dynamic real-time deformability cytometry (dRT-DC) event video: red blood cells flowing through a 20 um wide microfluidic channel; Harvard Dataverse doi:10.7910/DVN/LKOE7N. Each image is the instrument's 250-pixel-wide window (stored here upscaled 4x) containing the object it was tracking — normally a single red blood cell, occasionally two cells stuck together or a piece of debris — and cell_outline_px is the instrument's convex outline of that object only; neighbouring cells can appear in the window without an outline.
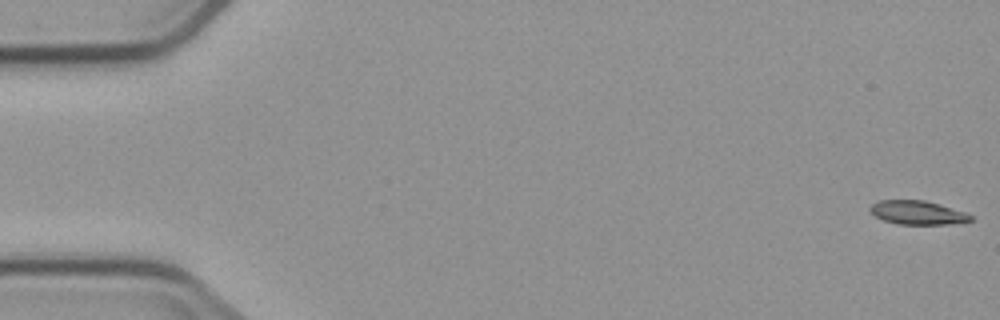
{"species": "common noctule bat (a hibernating species)", "species_latin": "Nyctalus noctula", "temperature_condition": "cold", "stored_images_in_passage": 8, "camera_frame_rate_fps": 3000, "um_per_image_px": 0.085, "animal": {"sex": "male", "body_mass_g": 23.1, "forearm_length_mm": 52.7}, "frame": {"image": 1, "passage_image": 1, "time_ms": 0.0, "image_size_px": [1000, 320], "cell_outline_px": [[972, 220], [948, 224], [896, 224], [884, 220], [876, 216], [868, 208], [872, 204], [880, 200], [924, 200], [940, 204], [964, 212], [972, 216]], "centroid_in_image_um": [77.97, 18.06], "position_along_channel_um": 7.0, "area_um2": 13.76}}
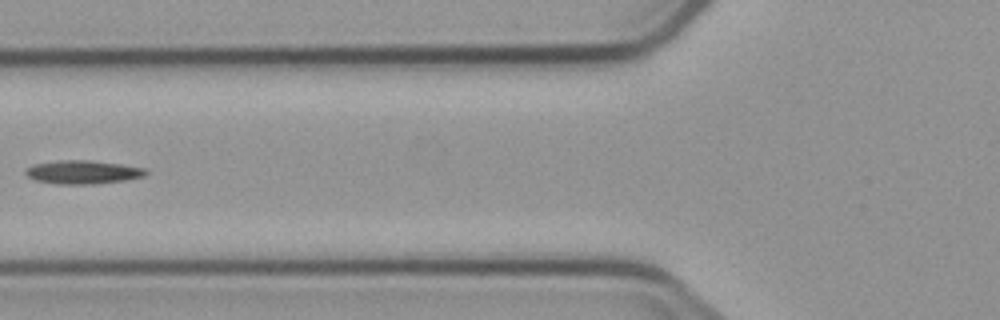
{"frame": {"image": 2, "passage_image": 7, "time_ms": 7.0, "image_size_px": [1000, 320], "cell_outline_px": [[148, 172], [144, 176], [128, 180], [96, 184], [56, 184], [36, 180], [28, 176], [24, 172], [32, 164], [60, 160], [92, 160], [120, 164], [144, 168]], "centroid_in_image_um": [7.05, 14.63], "position_along_channel_um": 118.7, "area_um2": 16.53}}
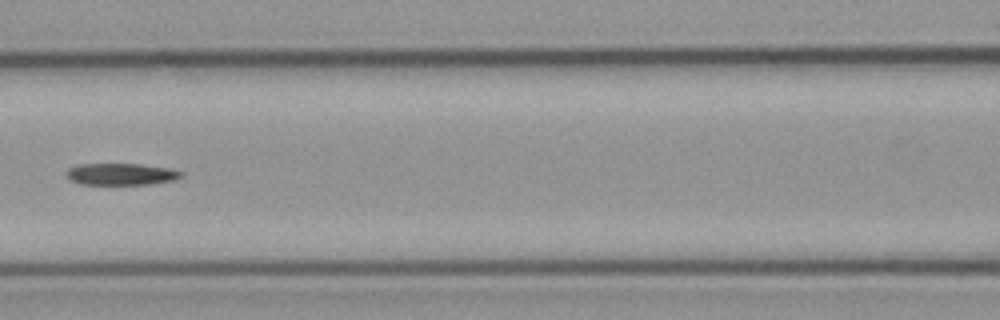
{"frame": {"image": 3, "passage_image": 8, "time_ms": 8.0, "image_size_px": [1000, 320], "cell_outline_px": [[184, 176], [176, 180], [152, 184], [80, 184], [68, 180], [64, 176], [64, 172], [68, 168], [80, 164], [140, 164], [168, 168], [184, 172]], "centroid_in_image_um": [10.27, 14.81], "position_along_channel_um": 156.3, "area_um2": 14.85}}